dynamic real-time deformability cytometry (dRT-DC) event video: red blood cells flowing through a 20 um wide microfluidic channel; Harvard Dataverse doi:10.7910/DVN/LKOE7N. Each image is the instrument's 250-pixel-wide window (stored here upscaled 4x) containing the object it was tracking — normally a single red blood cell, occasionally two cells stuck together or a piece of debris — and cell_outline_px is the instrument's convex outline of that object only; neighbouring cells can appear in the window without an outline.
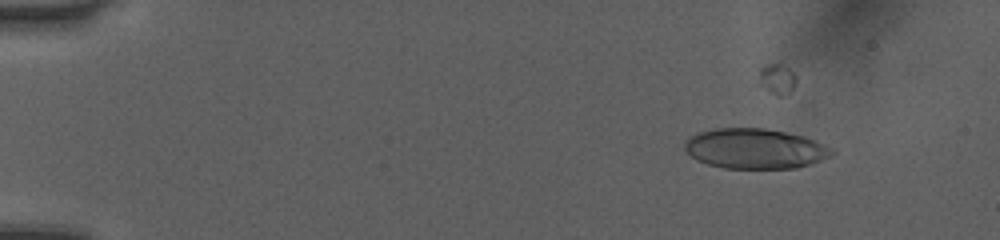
{"species": "human", "species_latin": "Homo sapiens", "temperature_condition": "room temperature", "stored_images_in_passage": 45, "camera_frame_rate_fps": 3000, "um_per_image_px": 0.085, "donor": {"sex": "female"}, "frame": {"image": 1, "passage_image": 5, "time_ms": 1.333, "image_size_px": [1000, 240], "cell_outline_px": [[836, 152], [832, 156], [812, 164], [796, 168], [724, 168], [708, 164], [696, 160], [684, 148], [684, 140], [696, 132], [716, 128], [764, 128], [804, 136], [816, 140], [832, 148]], "centroid_in_image_um": [64.19, 12.63], "position_along_channel_um": 20.8, "area_um2": 34.68}}
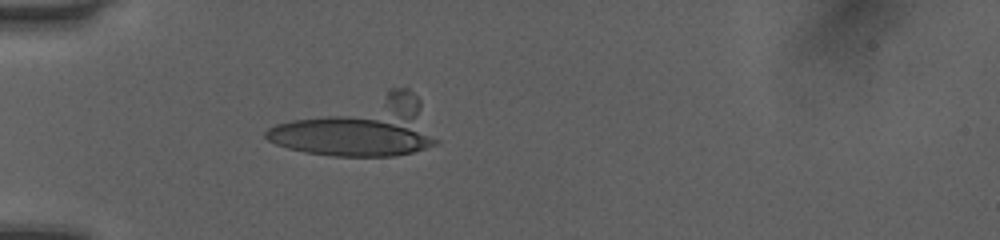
{"frame": {"image": 2, "passage_image": 15, "time_ms": 4.667, "image_size_px": [1000, 240], "cell_outline_px": [[440, 144], [412, 152], [396, 156], [332, 156], [304, 152], [288, 148], [276, 144], [268, 140], [264, 136], [264, 132], [268, 128], [276, 124], [388, 88], [408, 84], [420, 100], [440, 140]], "centroid_in_image_um": [30.72, 10.79], "position_along_channel_um": 54.3, "area_um2": 58.67}}
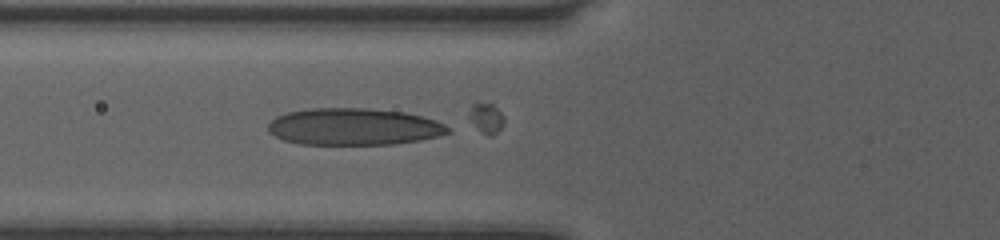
{"frame": {"image": 3, "passage_image": 19, "time_ms": 6.0, "image_size_px": [1000, 240], "cell_outline_px": [[452, 132], [440, 136], [420, 140], [392, 144], [300, 144], [284, 140], [268, 132], [268, 124], [276, 116], [288, 112], [308, 108], [364, 108], [404, 112], [420, 116], [444, 124]], "centroid_in_image_um": [30.05, 10.77], "position_along_channel_um": 95.8, "area_um2": 38.55}}